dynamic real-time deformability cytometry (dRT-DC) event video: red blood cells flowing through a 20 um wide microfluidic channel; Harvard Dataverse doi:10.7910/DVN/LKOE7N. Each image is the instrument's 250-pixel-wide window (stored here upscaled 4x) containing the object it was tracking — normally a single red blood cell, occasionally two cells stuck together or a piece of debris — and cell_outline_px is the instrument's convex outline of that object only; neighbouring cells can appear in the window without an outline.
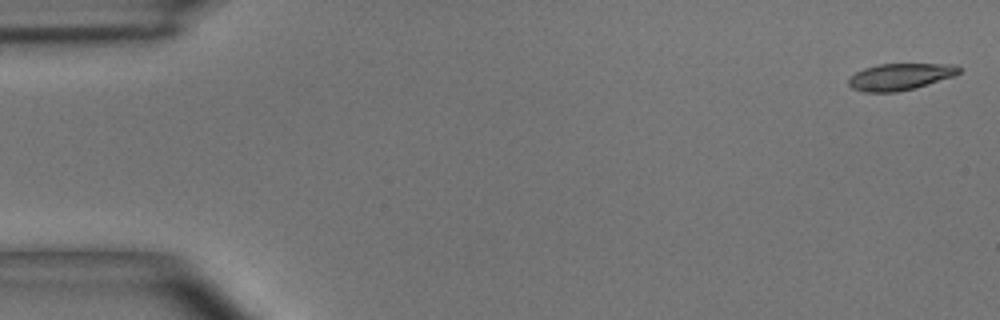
{"species": "common noctule bat (a hibernating species)", "species_latin": "Nyctalus noctula", "temperature_condition": "room temperature", "stored_images_in_passage": 48, "camera_frame_rate_fps": 3000, "um_per_image_px": 0.085, "animal": {"sex": "male", "body_mass_g": 15.6}, "frame": {"image": 1, "passage_image": 1, "time_ms": 0.0, "image_size_px": [1000, 320], "cell_outline_px": [[960, 72], [952, 76], [916, 88], [896, 92], [864, 92], [852, 88], [848, 84], [848, 80], [856, 72], [864, 68], [880, 64], [956, 64], [960, 68]], "centroid_in_image_um": [76.5, 6.52], "position_along_channel_um": 8.5, "area_um2": 17.05}}
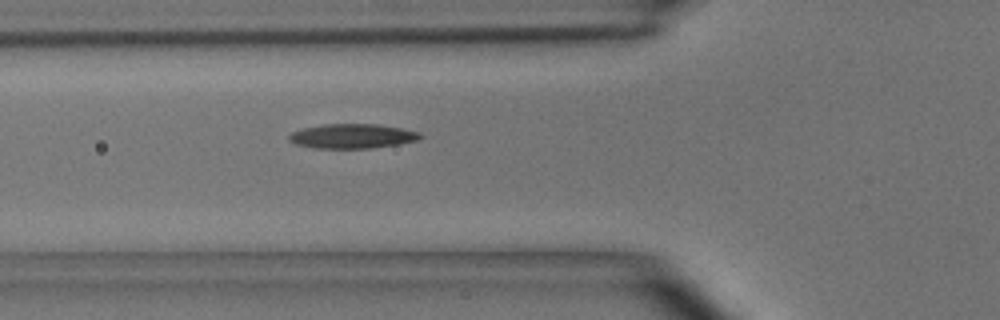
{"frame": {"image": 2, "passage_image": 17, "time_ms": 5.333, "image_size_px": [1000, 320], "cell_outline_px": [[424, 136], [420, 140], [400, 144], [372, 148], [312, 148], [296, 144], [288, 140], [288, 136], [292, 132], [304, 128], [324, 124], [376, 124], [400, 128], [420, 132]], "centroid_in_image_um": [29.98, 11.58], "position_along_channel_um": 95.8, "area_um2": 18.84}}
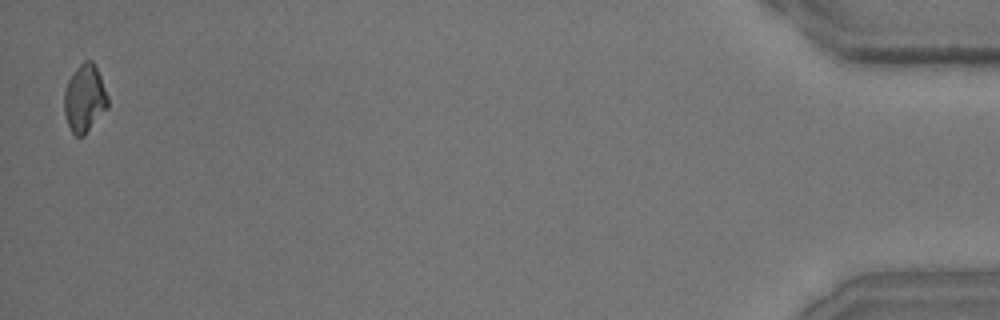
{"frame": {"image": 3, "passage_image": 48, "time_ms": 15.667, "image_size_px": [1000, 320], "cell_outline_px": [[108, 108], [84, 136], [76, 136], [72, 132], [68, 124], [64, 112], [64, 92], [68, 80], [76, 68], [84, 60], [92, 60], [96, 64], [108, 96]], "centroid_in_image_um": [7.21, 8.35], "position_along_channel_um": 428.0, "area_um2": 17.34}, "authors_computed_cell_mechanics": {"area_um2": 18.0625, "velocity_mm_per_s": 4.0795, "shape_relaxation_time_tau1_ms": 4.0322, "shape_relaxation_time_tau2_ms": null, "deformation_change_tau1": 0.1425, "deformation_change_tau2": null}}